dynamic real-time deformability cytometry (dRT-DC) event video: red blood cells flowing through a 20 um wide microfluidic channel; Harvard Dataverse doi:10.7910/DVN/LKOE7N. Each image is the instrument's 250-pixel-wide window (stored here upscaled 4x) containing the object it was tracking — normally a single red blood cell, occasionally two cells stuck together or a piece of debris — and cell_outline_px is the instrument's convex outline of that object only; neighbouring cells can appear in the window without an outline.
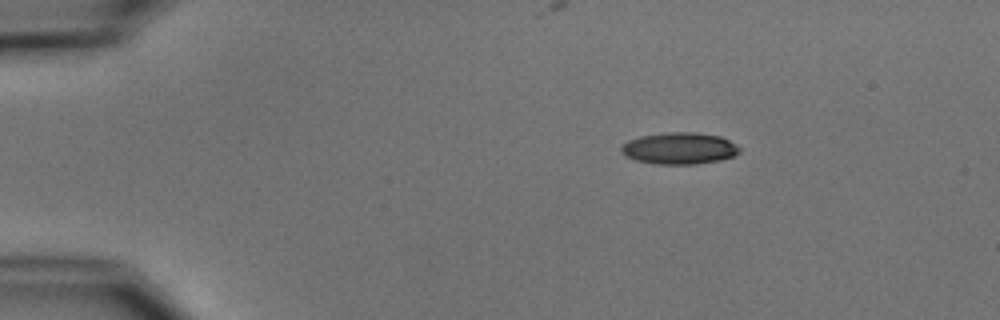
{"species": "common noctule bat (a hibernating species)", "species_latin": "Nyctalus noctula", "temperature_condition": "cold", "stored_images_in_passage": 5, "camera_frame_rate_fps": 3000, "um_per_image_px": 0.085, "animal": {"sex": "male", "body_mass_g": 15.6}, "frame": {"image": 1, "passage_image": 3, "time_ms": 2.333, "image_size_px": [1000, 320], "cell_outline_px": [[740, 152], [736, 156], [720, 160], [696, 164], [656, 164], [636, 160], [620, 152], [620, 148], [628, 140], [640, 136], [668, 132], [696, 132], [720, 136], [736, 144], [740, 148]], "centroid_in_image_um": [57.78, 12.61], "position_along_channel_um": 27.2, "area_um2": 21.91}}